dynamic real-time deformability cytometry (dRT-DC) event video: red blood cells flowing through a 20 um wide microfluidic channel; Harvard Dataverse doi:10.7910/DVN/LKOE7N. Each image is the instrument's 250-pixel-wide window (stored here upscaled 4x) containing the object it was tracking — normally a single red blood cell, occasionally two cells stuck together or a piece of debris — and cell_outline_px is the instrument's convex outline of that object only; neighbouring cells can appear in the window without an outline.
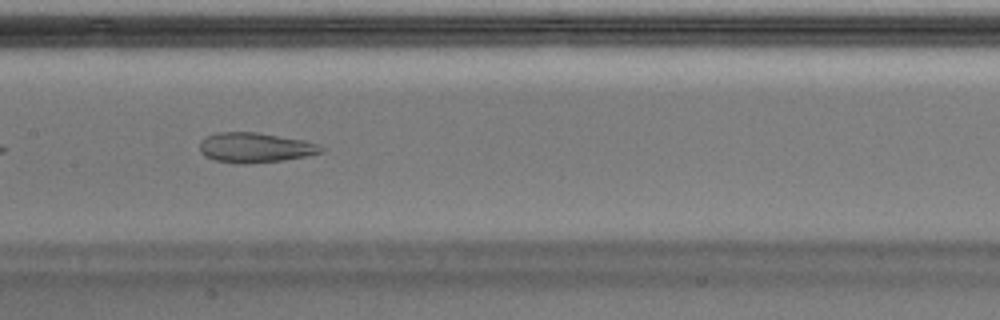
{"species": "Egyptian fruit bat (a non-hibernating species)", "species_latin": "Rousettus aegyptiacus", "temperature_condition": "warm", "stored_images_in_passage": 36, "camera_frame_rate_fps": 3000, "um_per_image_px": 0.085, "animal": {"sex": "male"}, "frame": {"image": 1, "passage_image": 11, "time_ms": 3.333, "image_size_px": [1000, 320], "cell_outline_px": [[324, 152], [284, 160], [244, 164], [216, 160], [204, 156], [200, 152], [200, 140], [204, 136], [216, 132], [256, 132], [304, 140], [320, 144], [324, 148]], "centroid_in_image_um": [21.67, 12.53], "position_along_channel_um": 185.7, "area_um2": 21.27}, "authors_computed_cell_mechanics": {"area_um2": 24.7673, "velocity_mm_per_s": 4.0611, "shape_relaxation_time_tau1_ms": null, "shape_relaxation_time_tau2_ms": 1.3318, "deformation_change_tau1": null, "deformation_change_tau2": 0.0782}}